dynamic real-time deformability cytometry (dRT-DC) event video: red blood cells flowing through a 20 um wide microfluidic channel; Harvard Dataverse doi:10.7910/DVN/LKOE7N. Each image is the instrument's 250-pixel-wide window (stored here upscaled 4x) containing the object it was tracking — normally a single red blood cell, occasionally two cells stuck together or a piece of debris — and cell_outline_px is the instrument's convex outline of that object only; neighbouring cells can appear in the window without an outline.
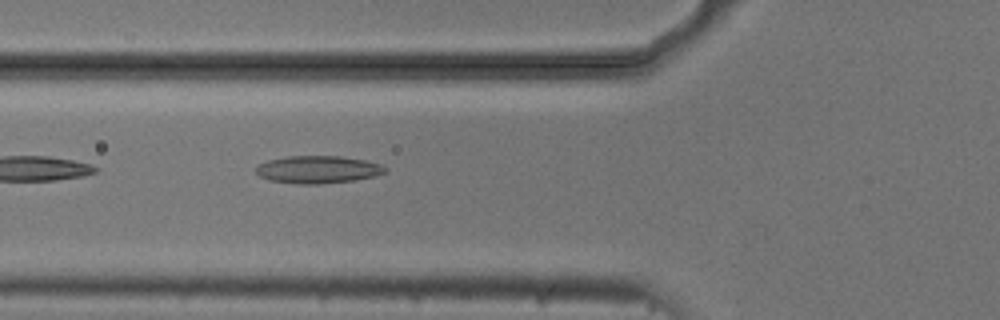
{"species": "common noctule bat (a hibernating species)", "species_latin": "Nyctalus noctula", "temperature_condition": "cold", "stored_images_in_passage": 5, "camera_frame_rate_fps": 3000, "um_per_image_px": 0.085, "animal": {"sex": "male", "body_mass_g": 20.5, "forearm_length_mm": 52.5}, "frame": {"image": 1, "passage_image": 5, "time_ms": 1.333, "image_size_px": [1000, 320], "cell_outline_px": [[388, 172], [376, 176], [356, 180], [320, 184], [300, 184], [268, 180], [260, 176], [256, 172], [256, 164], [268, 160], [288, 156], [340, 156], [364, 160], [384, 164], [388, 168]], "centroid_in_image_um": [27.07, 14.41], "position_along_channel_um": 98.7, "area_um2": 21.04}}